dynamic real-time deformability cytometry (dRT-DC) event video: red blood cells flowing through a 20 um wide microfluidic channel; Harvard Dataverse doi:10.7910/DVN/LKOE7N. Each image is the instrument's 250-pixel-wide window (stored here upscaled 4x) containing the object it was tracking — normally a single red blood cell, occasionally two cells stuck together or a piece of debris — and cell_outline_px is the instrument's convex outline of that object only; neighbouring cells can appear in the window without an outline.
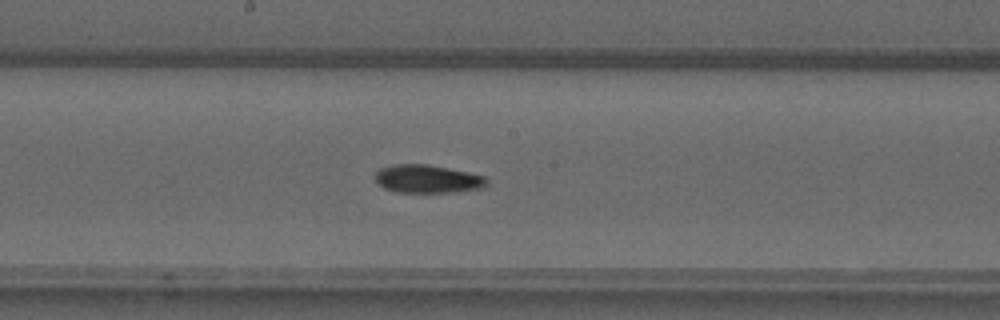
{"species": "common noctule bat (a hibernating species)", "species_latin": "Nyctalus noctula", "temperature_condition": "warm", "stored_images_in_passage": 6, "camera_frame_rate_fps": 3000, "um_per_image_px": 0.085, "animal": {"sex": "male", "forearm_length_mm": 52.5}, "frame": {"image": 1, "passage_image": 6, "time_ms": 6.333, "image_size_px": [1000, 320], "cell_outline_px": [[488, 184], [484, 188], [452, 192], [396, 192], [384, 188], [372, 176], [380, 168], [392, 164], [428, 164], [468, 172], [484, 176], [488, 180]], "centroid_in_image_um": [36.33, 15.2], "position_along_channel_um": 211.9, "area_um2": 18.44}}